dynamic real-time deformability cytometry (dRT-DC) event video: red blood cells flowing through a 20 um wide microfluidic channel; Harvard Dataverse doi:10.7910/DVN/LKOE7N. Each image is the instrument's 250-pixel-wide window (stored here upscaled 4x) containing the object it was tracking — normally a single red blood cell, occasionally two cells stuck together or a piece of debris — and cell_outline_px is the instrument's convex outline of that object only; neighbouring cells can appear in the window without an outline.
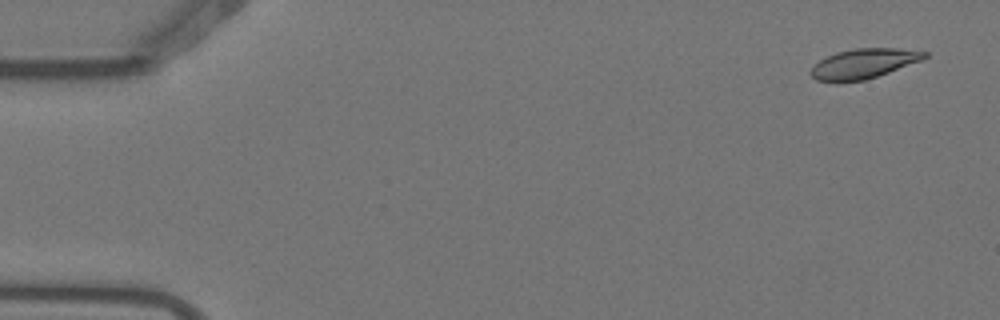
{"species": "Egyptian fruit bat (a non-hibernating species)", "species_latin": "Rousettus aegyptiacus", "temperature_condition": "warm", "stored_images_in_passage": 9, "camera_frame_rate_fps": 3000, "um_per_image_px": 0.085, "animal": {"sex": "female"}, "frame": {"image": 1, "passage_image": 1, "time_ms": 0.0, "image_size_px": [1000, 320], "cell_outline_px": [[928, 56], [920, 60], [888, 72], [864, 80], [836, 84], [816, 80], [808, 72], [820, 60], [836, 52], [856, 48], [900, 48], [928, 52]], "centroid_in_image_um": [73.35, 5.43], "position_along_channel_um": 11.7, "area_um2": 19.83}}
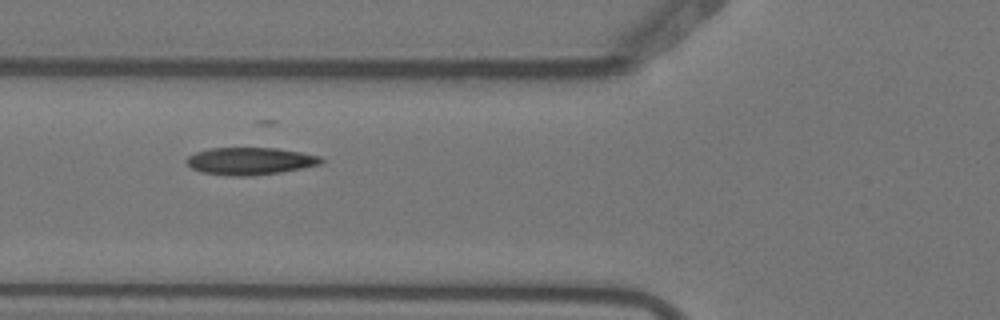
{"frame": {"image": 2, "passage_image": 6, "time_ms": 1.667, "image_size_px": [1000, 320], "cell_outline_px": [[324, 160], [320, 164], [280, 172], [252, 176], [228, 176], [200, 172], [192, 168], [188, 164], [188, 156], [196, 152], [208, 148], [276, 148], [300, 152], [320, 156]], "centroid_in_image_um": [21.24, 13.69], "position_along_channel_um": 104.6, "area_um2": 21.33}}
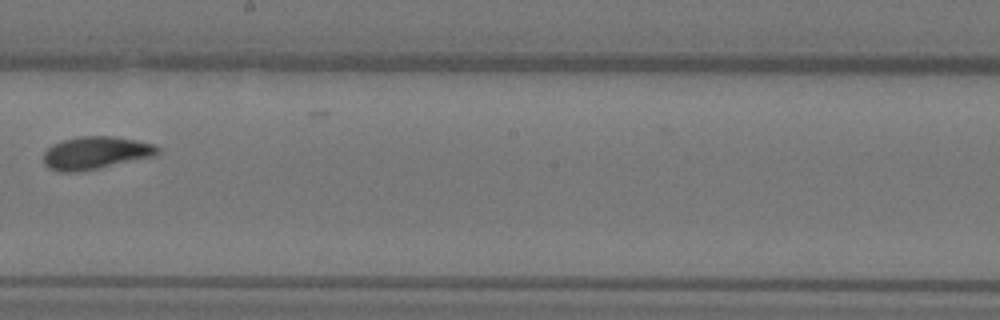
{"frame": {"image": 3, "passage_image": 9, "time_ms": 2.667, "image_size_px": [1000, 320], "cell_outline_px": [[160, 152], [156, 156], [80, 172], [60, 172], [48, 168], [44, 164], [44, 152], [52, 144], [64, 140], [80, 136], [112, 136], [136, 140], [152, 144], [160, 148]], "centroid_in_image_um": [8.13, 13.0], "position_along_channel_um": 240.1, "area_um2": 21.85}}